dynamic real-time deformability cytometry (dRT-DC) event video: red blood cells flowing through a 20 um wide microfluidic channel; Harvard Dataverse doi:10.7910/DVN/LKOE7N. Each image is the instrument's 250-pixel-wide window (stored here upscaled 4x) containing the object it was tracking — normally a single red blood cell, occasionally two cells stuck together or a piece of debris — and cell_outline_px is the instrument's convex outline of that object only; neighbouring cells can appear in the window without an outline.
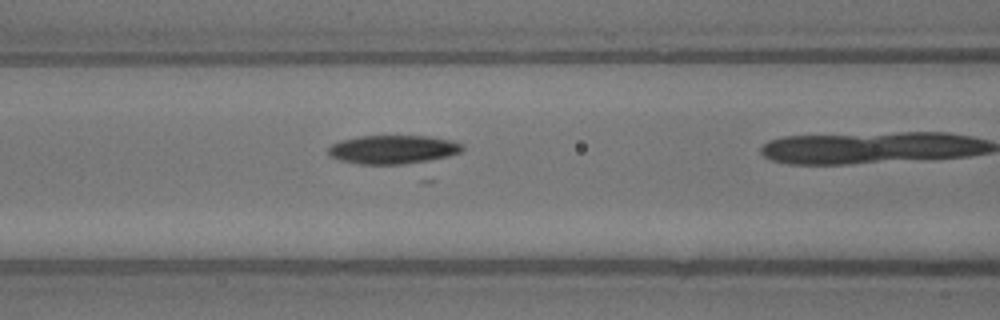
{"species": "common noctule bat (a hibernating species)", "species_latin": "Nyctalus noctula", "temperature_condition": "warm", "stored_images_in_passage": 7, "camera_frame_rate_fps": 3000, "um_per_image_px": 0.085, "animal": {"sex": "male", "body_mass_g": 13.3}, "frame": {"image": 1, "passage_image": 6, "time_ms": 1.667, "image_size_px": [1000, 320], "cell_outline_px": [[464, 148], [460, 152], [448, 156], [420, 164], [360, 164], [340, 160], [328, 156], [328, 148], [332, 144], [340, 140], [360, 136], [432, 136], [452, 140], [464, 144]], "centroid_in_image_um": [33.45, 12.71], "position_along_channel_um": 133.2, "area_um2": 22.89}}